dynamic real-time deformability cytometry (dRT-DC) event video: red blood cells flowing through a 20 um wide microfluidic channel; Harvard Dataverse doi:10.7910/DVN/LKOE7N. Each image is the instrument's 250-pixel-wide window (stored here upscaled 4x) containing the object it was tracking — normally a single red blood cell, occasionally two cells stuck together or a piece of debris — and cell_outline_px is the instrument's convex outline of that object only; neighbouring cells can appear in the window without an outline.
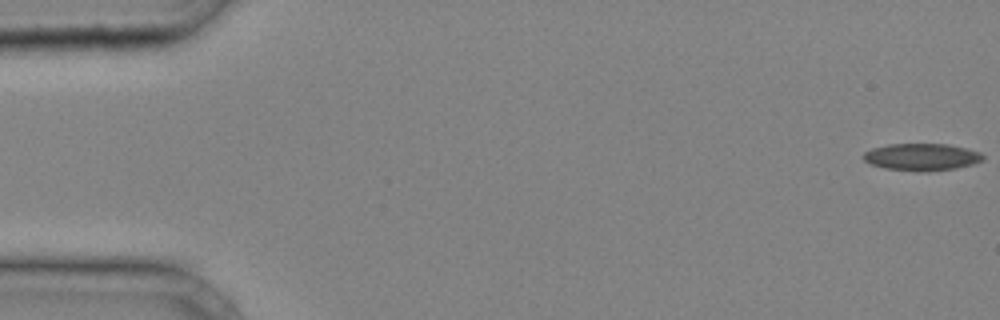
{"species": "common noctule bat (a hibernating species)", "species_latin": "Nyctalus noctula", "temperature_condition": "cold", "stored_images_in_passage": 41, "camera_frame_rate_fps": 3000, "um_per_image_px": 0.085, "animal": {"sex": "male", "body_mass_g": 20.4}, "frame": {"image": 1, "passage_image": 1, "time_ms": 0.0, "image_size_px": [1000, 320], "cell_outline_px": [[984, 160], [972, 164], [956, 168], [928, 172], [916, 172], [884, 168], [872, 164], [864, 160], [860, 156], [864, 152], [872, 148], [888, 144], [948, 144], [968, 148], [980, 152], [984, 156]], "centroid_in_image_um": [78.34, 13.35], "position_along_channel_um": 6.7, "area_um2": 19.19}}
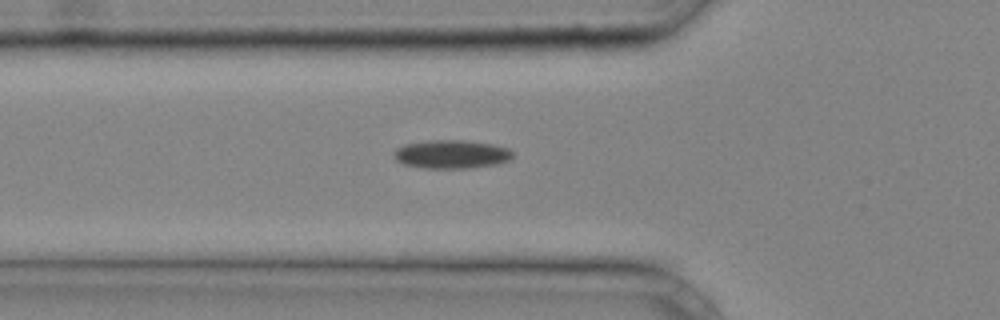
{"frame": {"image": 2, "passage_image": 15, "time_ms": 4.667, "image_size_px": [1000, 320], "cell_outline_px": [[512, 160], [500, 164], [468, 168], [424, 168], [404, 164], [396, 160], [392, 156], [392, 152], [396, 148], [404, 144], [428, 140], [464, 140], [492, 144], [508, 148], [512, 152]], "centroid_in_image_um": [38.36, 13.11], "position_along_channel_um": 87.4, "area_um2": 20.0}}
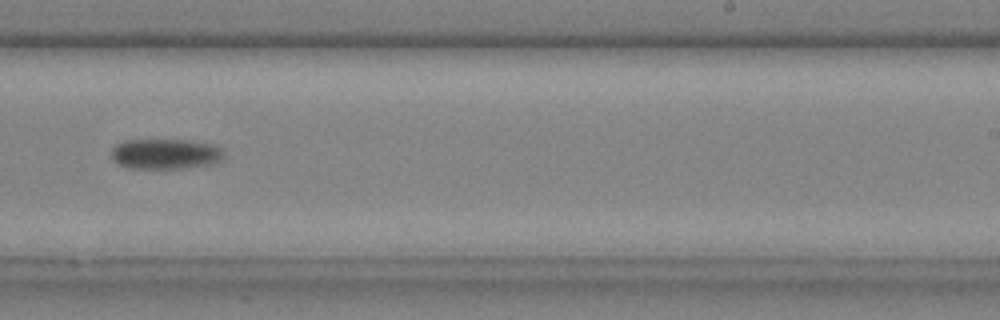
{"frame": {"image": 3, "passage_image": 27, "time_ms": 8.667, "image_size_px": [1000, 320], "cell_outline_px": [[224, 156], [220, 160], [212, 164], [180, 168], [128, 168], [112, 160], [112, 148], [116, 144], [124, 140], [192, 140], [216, 144], [224, 148]], "centroid_in_image_um": [14.11, 13.06], "position_along_channel_um": 274.9, "area_um2": 20.11}}